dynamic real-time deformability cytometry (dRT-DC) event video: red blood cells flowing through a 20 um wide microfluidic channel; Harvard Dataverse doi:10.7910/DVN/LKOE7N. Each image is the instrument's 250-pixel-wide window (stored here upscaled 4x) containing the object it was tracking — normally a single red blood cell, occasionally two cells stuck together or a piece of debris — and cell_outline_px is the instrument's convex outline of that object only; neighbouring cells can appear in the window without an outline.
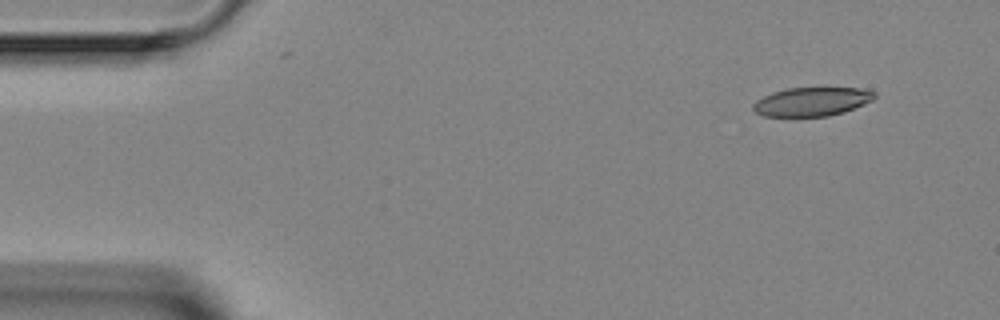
{"species": "Egyptian fruit bat (a non-hibernating species)", "species_latin": "Rousettus aegyptiacus", "temperature_condition": "room temperature", "stored_images_in_passage": 6, "camera_frame_rate_fps": 3000, "um_per_image_px": 0.085, "animal": {"sex": "female"}, "frame": {"image": 1, "passage_image": 2, "time_ms": 1.0, "image_size_px": [1000, 320], "cell_outline_px": [[876, 96], [872, 100], [844, 112], [828, 116], [764, 116], [756, 112], [752, 108], [752, 104], [756, 100], [772, 92], [788, 88], [860, 88], [876, 92]], "centroid_in_image_um": [68.99, 8.64], "position_along_channel_um": 16.0, "area_um2": 20.23}}